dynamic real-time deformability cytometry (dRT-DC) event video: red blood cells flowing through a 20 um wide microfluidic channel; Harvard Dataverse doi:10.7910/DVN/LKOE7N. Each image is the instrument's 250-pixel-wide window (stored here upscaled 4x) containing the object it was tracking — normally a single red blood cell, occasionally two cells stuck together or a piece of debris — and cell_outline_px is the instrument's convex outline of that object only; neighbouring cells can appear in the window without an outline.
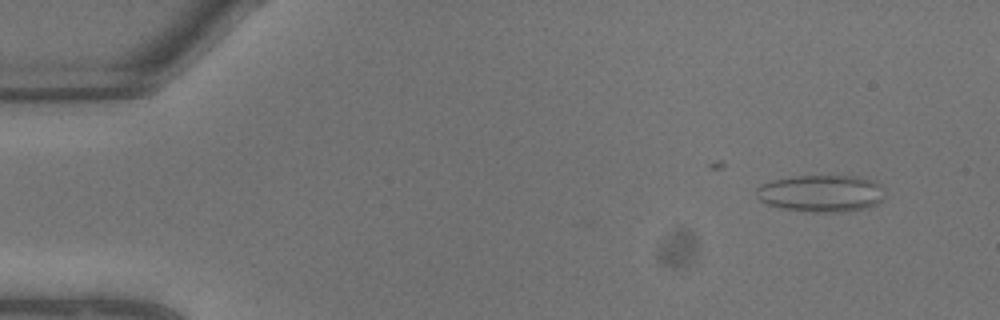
{"species": "common noctule bat (a hibernating species)", "species_latin": "Nyctalus noctula", "temperature_condition": "warm", "stored_images_in_passage": 7, "camera_frame_rate_fps": 3000, "um_per_image_px": 0.085, "animal": {"sex": "male", "body_mass_g": 13.3}, "frame": {"image": 1, "passage_image": 1, "time_ms": 0.0, "image_size_px": [1000, 320], "cell_outline_px": [[884, 200], [876, 204], [860, 208], [840, 212], [812, 212], [780, 208], [768, 204], [760, 200], [756, 196], [756, 188], [760, 184], [772, 180], [796, 176], [856, 176], [872, 180], [876, 184], [884, 196]], "centroid_in_image_um": [69.73, 16.44], "position_along_channel_um": 15.3, "area_um2": 27.4}}
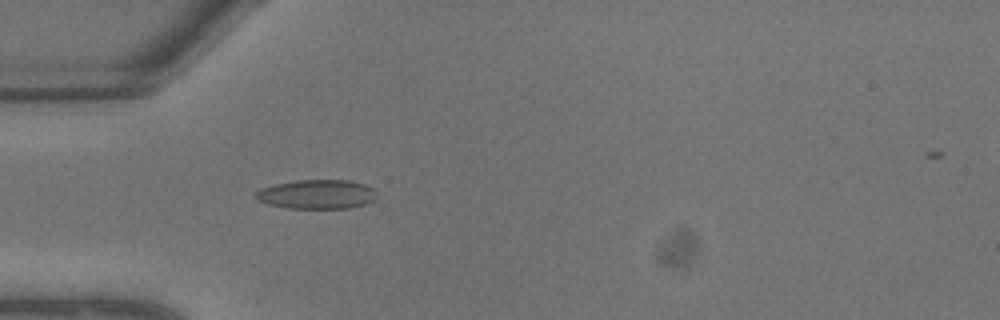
{"frame": {"image": 2, "passage_image": 6, "time_ms": 1.667, "image_size_px": [1000, 320], "cell_outline_px": [[376, 196], [372, 200], [364, 204], [352, 208], [288, 208], [268, 204], [256, 200], [252, 196], [260, 188], [276, 184], [296, 180], [348, 180], [364, 184], [372, 188], [376, 192]], "centroid_in_image_um": [26.89, 16.51], "position_along_channel_um": 58.1, "area_um2": 20.63}}